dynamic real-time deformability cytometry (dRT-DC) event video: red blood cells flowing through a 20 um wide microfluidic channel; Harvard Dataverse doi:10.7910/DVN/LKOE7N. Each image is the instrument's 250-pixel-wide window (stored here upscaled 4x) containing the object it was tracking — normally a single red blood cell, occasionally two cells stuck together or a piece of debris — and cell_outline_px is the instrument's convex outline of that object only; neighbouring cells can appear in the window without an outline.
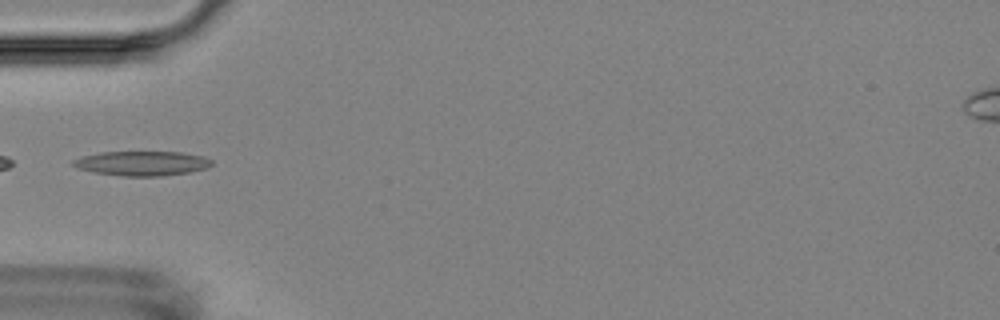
{"species": "Egyptian fruit bat (a non-hibernating species)", "species_latin": "Rousettus aegyptiacus", "temperature_condition": "room temperature", "stored_images_in_passage": 6, "camera_frame_rate_fps": 3000, "um_per_image_px": 0.085, "animal": {"sex": "female"}, "frame": {"image": 1, "passage_image": 6, "time_ms": 6.667, "image_size_px": [1000, 320], "cell_outline_px": [[212, 164], [208, 168], [188, 172], [164, 176], [124, 176], [92, 172], [76, 168], [72, 164], [72, 160], [80, 156], [100, 152], [180, 152], [204, 156], [212, 160]], "centroid_in_image_um": [12.04, 13.88], "position_along_channel_um": 73.0, "area_um2": 20.0}}